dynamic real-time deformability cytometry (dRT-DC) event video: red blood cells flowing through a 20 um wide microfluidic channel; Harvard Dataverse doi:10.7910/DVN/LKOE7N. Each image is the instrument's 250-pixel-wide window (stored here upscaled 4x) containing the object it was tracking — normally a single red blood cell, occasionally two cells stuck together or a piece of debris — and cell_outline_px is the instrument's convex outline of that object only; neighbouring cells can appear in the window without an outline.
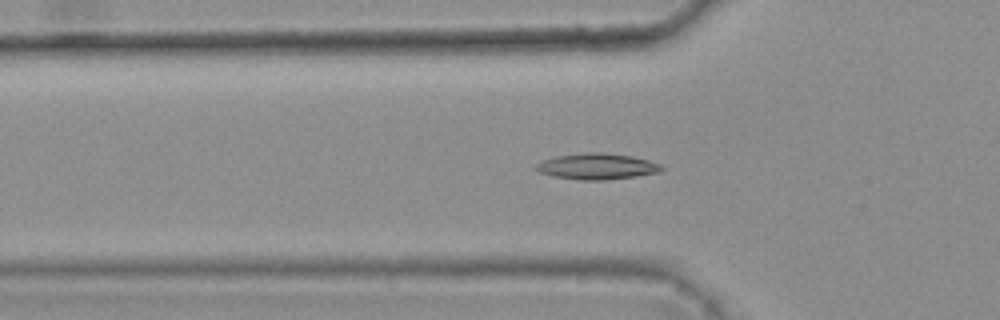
{"species": "common noctule bat (a hibernating species)", "species_latin": "Nyctalus noctula", "temperature_condition": "warm", "stored_images_in_passage": 46, "camera_frame_rate_fps": 3000, "um_per_image_px": 0.085, "animal": {"sex": "female", "body_mass_g": 25.1}, "frame": {"image": 1, "passage_image": 18, "time_ms": 5.667, "image_size_px": [1000, 320], "cell_outline_px": [[664, 168], [660, 172], [636, 176], [604, 180], [580, 180], [552, 176], [540, 172], [536, 168], [536, 164], [544, 160], [556, 156], [588, 152], [600, 152], [632, 156], [648, 160], [660, 164]], "centroid_in_image_um": [50.76, 14.14], "position_along_channel_um": 75.0, "area_um2": 18.9}}
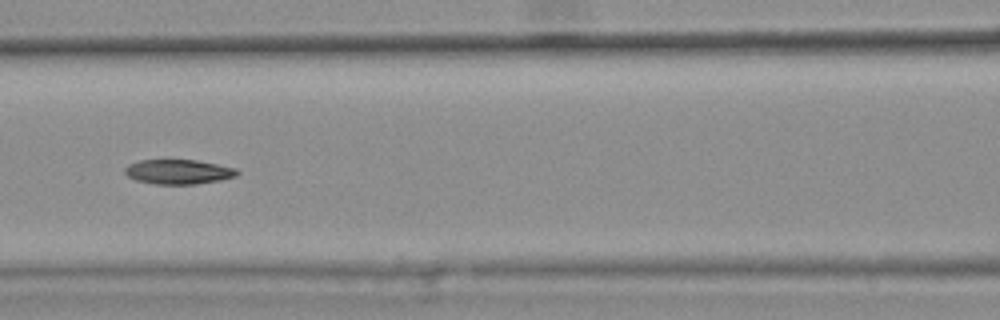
{"frame": {"image": 2, "passage_image": 24, "time_ms": 7.667, "image_size_px": [1000, 320], "cell_outline_px": [[240, 172], [236, 176], [220, 180], [196, 184], [156, 184], [136, 180], [128, 176], [124, 172], [124, 168], [128, 164], [140, 160], [196, 160], [236, 168]], "centroid_in_image_um": [15.16, 14.6], "position_along_channel_um": 151.4, "area_um2": 16.07}}
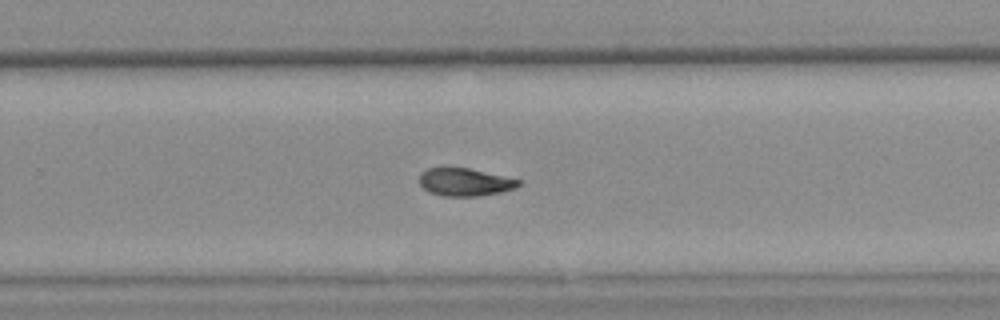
{"frame": {"image": 3, "passage_image": 35, "time_ms": 11.333, "image_size_px": [1000, 320], "cell_outline_px": [[520, 184], [516, 188], [504, 192], [480, 196], [444, 196], [428, 192], [420, 184], [420, 172], [428, 168], [468, 168], [504, 176], [520, 180]], "centroid_in_image_um": [39.52, 15.49], "position_along_channel_um": 290.3, "area_um2": 16.07}, "authors_computed_cell_mechanics": {"area_um2": 16.9354, "velocity_mm_per_s": 3.795, "shape_relaxation_time_tau1_ms": null, "shape_relaxation_time_tau2_ms": 5.6765, "deformation_change_tau1": null, "deformation_change_tau2": 0.1113}}